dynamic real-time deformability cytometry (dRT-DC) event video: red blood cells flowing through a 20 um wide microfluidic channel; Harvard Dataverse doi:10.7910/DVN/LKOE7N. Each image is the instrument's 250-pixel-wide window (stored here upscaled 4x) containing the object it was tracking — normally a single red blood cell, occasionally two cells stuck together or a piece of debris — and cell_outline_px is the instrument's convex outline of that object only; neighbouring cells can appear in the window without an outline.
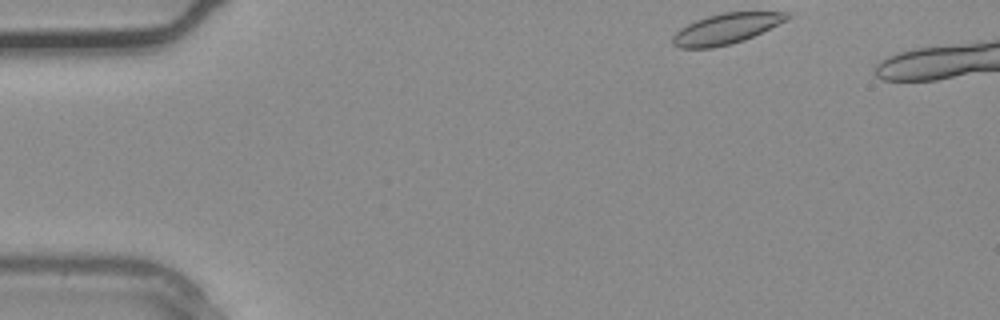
{"species": "common noctule bat (a hibernating species)", "species_latin": "Nyctalus noctula", "temperature_condition": "warm", "stored_images_in_passage": 5, "camera_frame_rate_fps": 3000, "um_per_image_px": 0.085, "animal": {"sex": "male", "body_mass_g": 20.4}, "frame": {"image": 1, "passage_image": 1, "time_ms": 0.0, "image_size_px": [1000, 320], "cell_outline_px": [[792, 16], [788, 20], [744, 40], [712, 48], [680, 48], [672, 44], [672, 36], [680, 28], [696, 20], [708, 16], [724, 12], [788, 12]], "centroid_in_image_um": [61.72, 2.44], "position_along_channel_um": 23.3, "area_um2": 20.23}}